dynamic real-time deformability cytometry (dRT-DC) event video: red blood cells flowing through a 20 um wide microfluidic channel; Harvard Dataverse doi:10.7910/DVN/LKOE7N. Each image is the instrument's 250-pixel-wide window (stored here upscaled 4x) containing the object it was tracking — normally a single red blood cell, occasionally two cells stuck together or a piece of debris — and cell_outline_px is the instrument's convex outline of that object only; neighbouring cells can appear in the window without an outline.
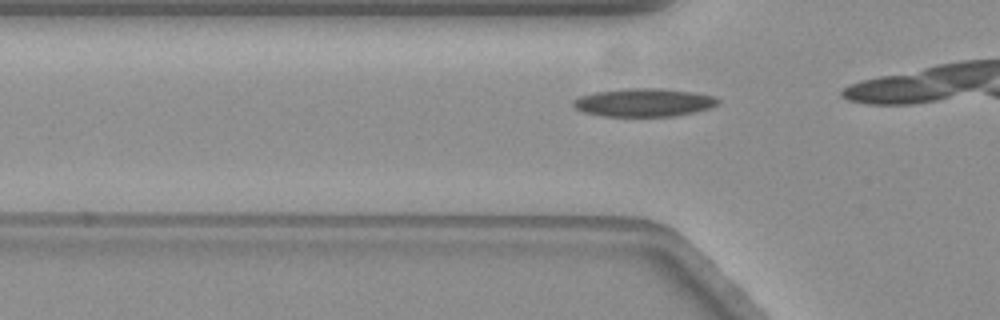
{"species": "common noctule bat (a hibernating species)", "species_latin": "Nyctalus noctula", "temperature_condition": "warm", "stored_images_in_passage": 16, "camera_frame_rate_fps": 3000, "um_per_image_px": 0.085, "animal": {"sex": "female", "body_mass_g": 19.3, "forearm_length_mm": 54.1}, "frame": {"image": 1, "passage_image": 13, "time_ms": 4.0, "image_size_px": [1000, 320], "cell_outline_px": [[720, 100], [716, 104], [708, 108], [692, 112], [672, 116], [604, 116], [584, 112], [576, 108], [572, 104], [572, 100], [580, 96], [596, 92], [624, 88], [656, 88], [692, 92], [716, 96]], "centroid_in_image_um": [54.7, 8.7], "position_along_channel_um": 71.1, "area_um2": 23.52}}